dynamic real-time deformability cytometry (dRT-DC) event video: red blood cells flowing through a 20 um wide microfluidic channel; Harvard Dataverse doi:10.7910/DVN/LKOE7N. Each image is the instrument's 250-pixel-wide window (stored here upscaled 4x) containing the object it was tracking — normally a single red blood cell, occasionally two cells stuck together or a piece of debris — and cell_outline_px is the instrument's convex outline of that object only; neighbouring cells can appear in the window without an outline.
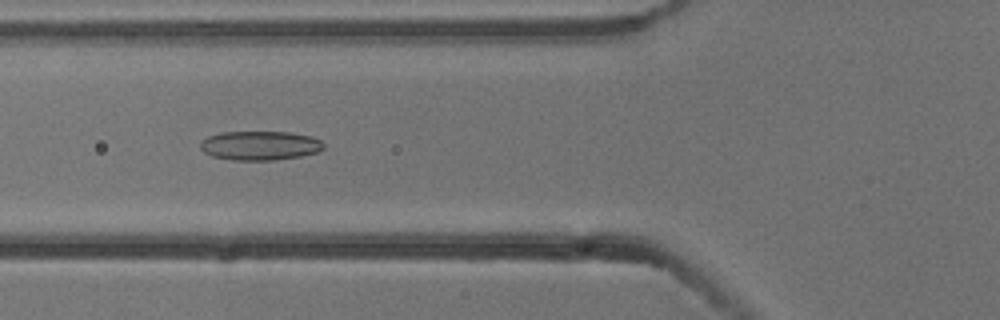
{"species": "common noctule bat (a hibernating species)", "species_latin": "Nyctalus noctula", "temperature_condition": "cold", "stored_images_in_passage": 7, "camera_frame_rate_fps": 3000, "um_per_image_px": 0.085, "animal": {"sex": "male", "body_mass_g": 13.3}, "frame": {"image": 1, "passage_image": 6, "time_ms": 1.667, "image_size_px": [1000, 320], "cell_outline_px": [[324, 148], [316, 152], [300, 156], [276, 160], [232, 160], [212, 156], [204, 152], [200, 148], [200, 144], [208, 136], [220, 132], [292, 132], [312, 136], [320, 140], [324, 144]], "centroid_in_image_um": [22.1, 12.37], "position_along_channel_um": 103.7, "area_um2": 20.98}}
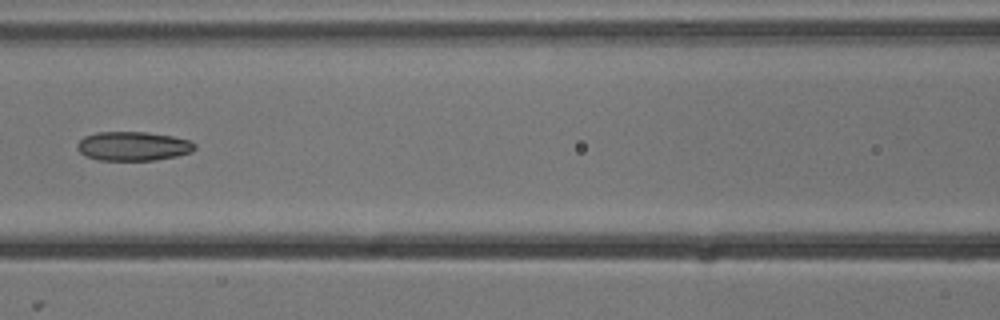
{"frame": {"image": 2, "passage_image": 7, "time_ms": 2.0, "image_size_px": [1000, 320], "cell_outline_px": [[196, 148], [192, 152], [176, 156], [156, 160], [100, 160], [84, 156], [76, 148], [76, 144], [84, 136], [96, 132], [144, 132], [172, 136], [188, 140], [196, 144]], "centroid_in_image_um": [11.29, 12.42], "position_along_channel_um": 155.3, "area_um2": 20.0}}